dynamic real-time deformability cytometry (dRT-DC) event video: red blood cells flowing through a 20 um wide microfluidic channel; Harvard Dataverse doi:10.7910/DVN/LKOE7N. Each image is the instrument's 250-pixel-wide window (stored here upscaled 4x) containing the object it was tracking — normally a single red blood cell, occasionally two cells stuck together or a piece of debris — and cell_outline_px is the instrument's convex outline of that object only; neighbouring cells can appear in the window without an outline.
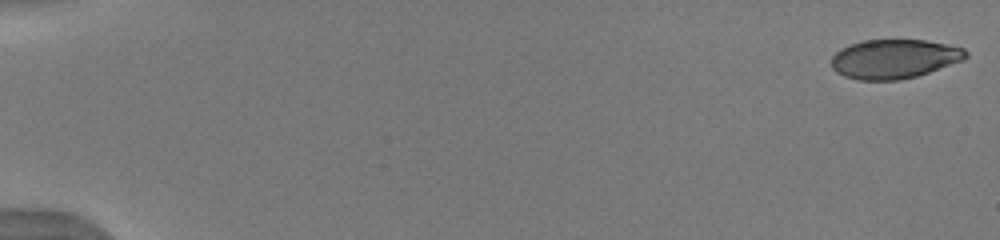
{"species": "human", "species_latin": "Homo sapiens", "temperature_condition": "warm", "stored_images_in_passage": 14, "camera_frame_rate_fps": 3000, "um_per_image_px": 0.085, "donor": {"sex": "male"}, "frame": {"image": 1, "passage_image": 1, "time_ms": 0.0, "image_size_px": [1000, 240], "cell_outline_px": [[968, 56], [964, 60], [916, 76], [900, 80], [860, 80], [844, 76], [836, 72], [832, 68], [832, 56], [840, 48], [864, 40], [924, 40], [964, 48], [968, 52]], "centroid_in_image_um": [76.0, 5.01], "position_along_channel_um": 9.0, "area_um2": 30.58}}